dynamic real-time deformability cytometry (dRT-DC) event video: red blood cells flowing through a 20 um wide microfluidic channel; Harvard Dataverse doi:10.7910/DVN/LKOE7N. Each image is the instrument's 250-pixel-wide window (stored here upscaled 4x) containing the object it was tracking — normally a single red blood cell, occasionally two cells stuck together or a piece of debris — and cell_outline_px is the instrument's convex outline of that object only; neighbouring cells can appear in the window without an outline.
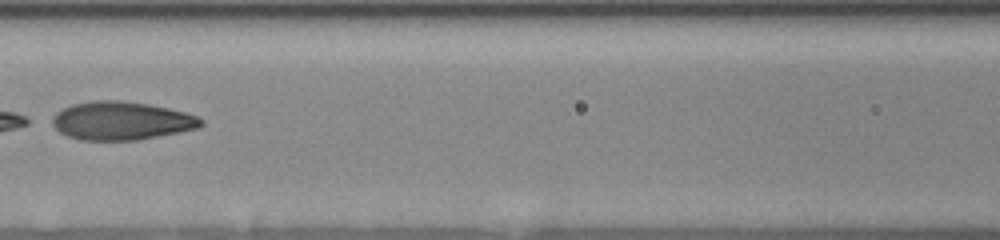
{"species": "human", "species_latin": "Homo sapiens", "temperature_condition": "room temperature", "stored_images_in_passage": 29, "segment_of_instrument_passage": [2, 2], "camera_frame_rate_fps": 3000, "um_per_image_px": 0.085, "donor": {"sex": "female"}, "frame": {"image": 1, "passage_image": 14, "time_ms": 6.333, "image_size_px": [1000, 240], "cell_outline_px": [[204, 124], [200, 128], [136, 140], [80, 140], [68, 136], [60, 132], [52, 124], [52, 116], [56, 112], [72, 104], [92, 100], [124, 100], [148, 104], [168, 108], [184, 112], [196, 116], [204, 120]], "centroid_in_image_um": [10.31, 10.26], "position_along_channel_um": 156.3, "area_um2": 33.29}}